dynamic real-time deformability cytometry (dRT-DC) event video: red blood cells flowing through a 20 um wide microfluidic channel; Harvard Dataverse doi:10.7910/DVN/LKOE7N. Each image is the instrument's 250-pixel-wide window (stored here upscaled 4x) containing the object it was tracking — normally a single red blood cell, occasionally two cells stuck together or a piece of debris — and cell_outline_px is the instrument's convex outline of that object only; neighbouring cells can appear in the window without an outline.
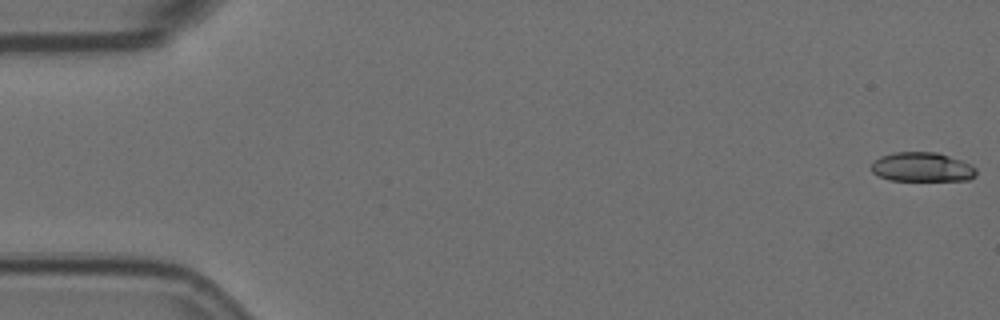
{"species": "Egyptian fruit bat (a non-hibernating species)", "species_latin": "Rousettus aegyptiacus", "temperature_condition": "room temperature", "stored_images_in_passage": 11, "camera_frame_rate_fps": 3000, "um_per_image_px": 0.085, "animal": {"sex": "female"}, "frame": {"image": 1, "passage_image": 1, "time_ms": 0.0, "image_size_px": [1000, 320], "cell_outline_px": [[976, 176], [968, 180], [888, 180], [872, 172], [872, 164], [880, 156], [892, 152], [936, 152], [960, 160], [976, 168]], "centroid_in_image_um": [78.37, 14.2], "position_along_channel_um": 6.6, "area_um2": 17.74}}
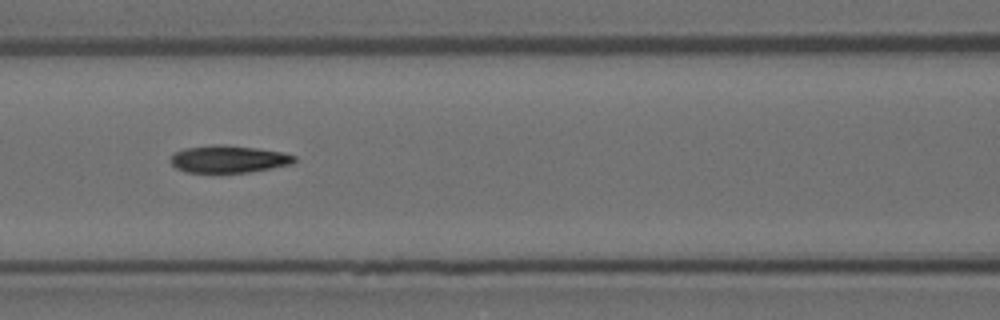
{"frame": {"image": 2, "passage_image": 7, "time_ms": 2.0, "image_size_px": [1000, 320], "cell_outline_px": [[296, 160], [292, 164], [272, 168], [248, 172], [184, 172], [176, 168], [168, 160], [176, 152], [184, 148], [220, 144], [256, 148], [284, 152], [296, 156]], "centroid_in_image_um": [19.44, 13.52], "position_along_channel_um": 147.2, "area_um2": 19.65}}
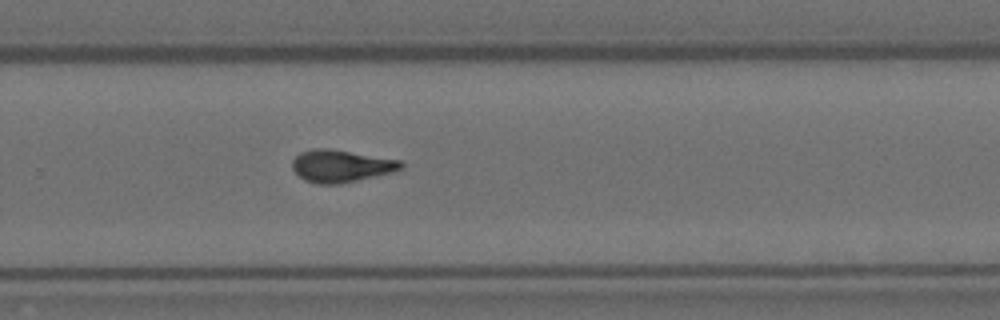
{"frame": {"image": 3, "passage_image": 11, "time_ms": 3.333, "image_size_px": [1000, 320], "cell_outline_px": [[404, 168], [340, 184], [316, 184], [304, 180], [292, 168], [292, 160], [300, 152], [316, 148], [328, 148], [400, 160], [404, 164]], "centroid_in_image_um": [28.94, 14.1], "position_along_channel_um": 300.9, "area_um2": 20.17}}